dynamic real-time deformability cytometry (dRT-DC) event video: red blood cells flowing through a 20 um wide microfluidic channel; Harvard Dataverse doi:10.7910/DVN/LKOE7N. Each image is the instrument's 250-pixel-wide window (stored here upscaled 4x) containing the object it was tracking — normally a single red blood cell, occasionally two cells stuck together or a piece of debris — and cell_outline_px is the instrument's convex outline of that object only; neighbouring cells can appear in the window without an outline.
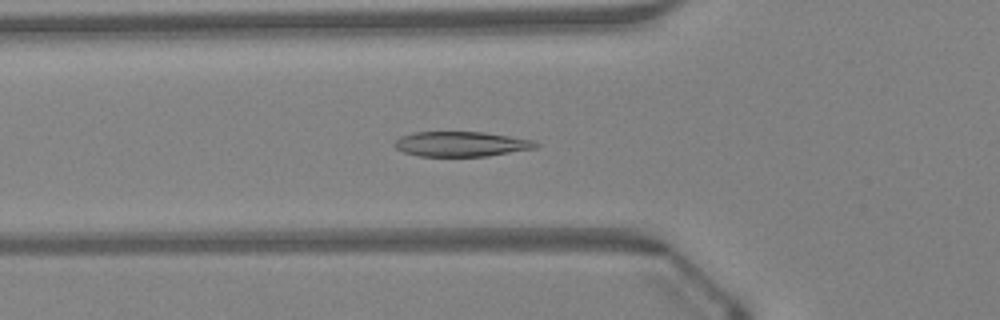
{"species": "Egyptian fruit bat (a non-hibernating species)", "species_latin": "Rousettus aegyptiacus", "temperature_condition": "warm", "stored_images_in_passage": 40, "camera_frame_rate_fps": 3000, "um_per_image_px": 0.085, "animal": {"sex": "female"}, "frame": {"image": 1, "passage_image": 10, "time_ms": 3.0, "image_size_px": [1000, 320], "cell_outline_px": [[540, 144], [536, 148], [488, 156], [420, 156], [404, 152], [396, 148], [392, 144], [400, 136], [412, 132], [484, 132], [536, 140]], "centroid_in_image_um": [39.22, 12.24], "position_along_channel_um": 86.6, "area_um2": 20.69}}
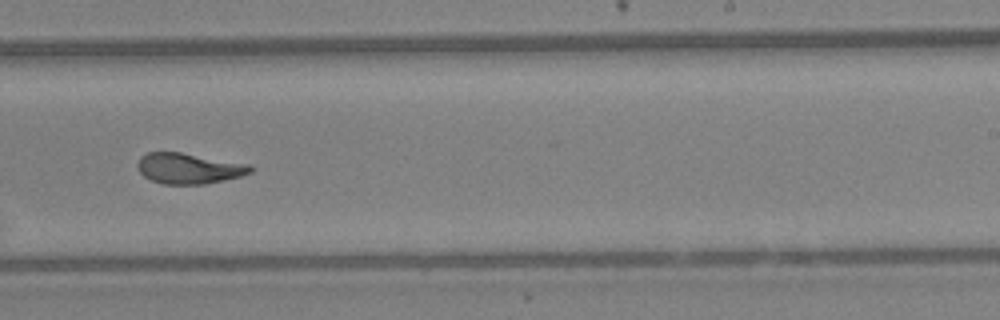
{"frame": {"image": 2, "passage_image": 23, "time_ms": 7.333, "image_size_px": [1000, 320], "cell_outline_px": [[256, 168], [252, 172], [240, 176], [204, 184], [164, 184], [152, 180], [144, 176], [140, 172], [136, 164], [140, 156], [148, 152], [180, 152], [248, 164]], "centroid_in_image_um": [16.04, 14.31], "position_along_channel_um": 273.0, "area_um2": 20.06}}
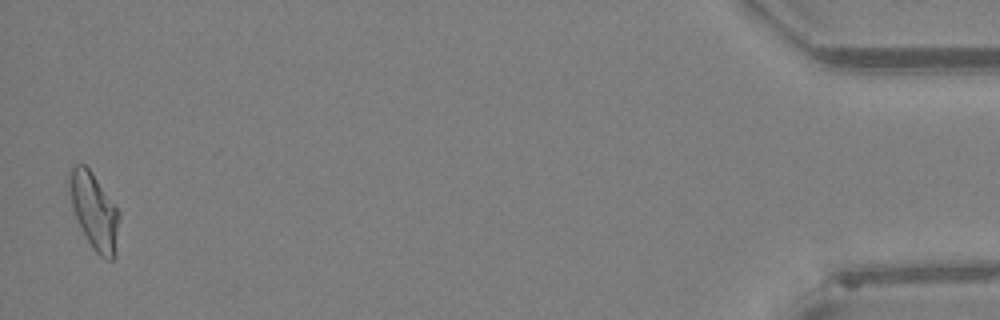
{"frame": {"image": 3, "passage_image": 40, "time_ms": 13.0, "image_size_px": [1000, 320], "cell_outline_px": [[120, 216], [116, 256], [112, 260], [108, 260], [100, 256], [92, 248], [76, 216], [72, 204], [68, 180], [68, 172], [72, 164], [84, 164], [92, 172], [120, 212]], "centroid_in_image_um": [8.03, 17.94], "position_along_channel_um": 427.2, "area_um2": 22.08}, "authors_computed_cell_mechanics": {"area_um2": 20.7502, "velocity_mm_per_s": 4.315, "shape_relaxation_time_tau1_ms": 5.3437, "shape_relaxation_time_tau2_ms": 0.5797, "deformation_change_tau1": 0.1962, "deformation_change_tau2": 0.0732}}